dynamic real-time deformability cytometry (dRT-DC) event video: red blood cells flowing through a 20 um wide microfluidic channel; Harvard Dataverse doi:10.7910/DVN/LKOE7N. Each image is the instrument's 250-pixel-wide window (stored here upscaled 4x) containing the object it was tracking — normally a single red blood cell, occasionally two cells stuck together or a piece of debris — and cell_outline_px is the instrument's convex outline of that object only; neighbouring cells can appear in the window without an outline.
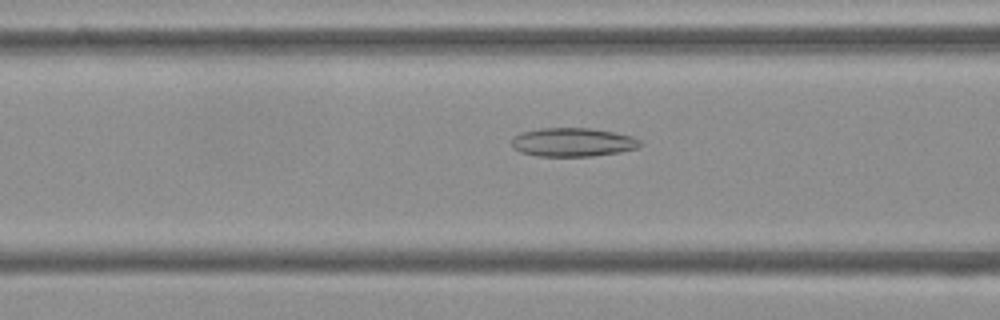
{"species": "Egyptian fruit bat (a non-hibernating species)", "species_latin": "Rousettus aegyptiacus", "temperature_condition": "cold", "stored_images_in_passage": 52, "camera_frame_rate_fps": 3000, "um_per_image_px": 0.085, "frame": {"image": 1, "passage_image": 20, "time_ms": 6.333, "image_size_px": [1000, 320], "cell_outline_px": [[644, 144], [640, 148], [620, 152], [592, 156], [536, 156], [520, 152], [512, 148], [512, 136], [520, 132], [540, 128], [588, 128], [612, 132], [632, 136], [640, 140]], "centroid_in_image_um": [48.68, 12.09], "position_along_channel_um": 117.9, "area_um2": 21.73}}
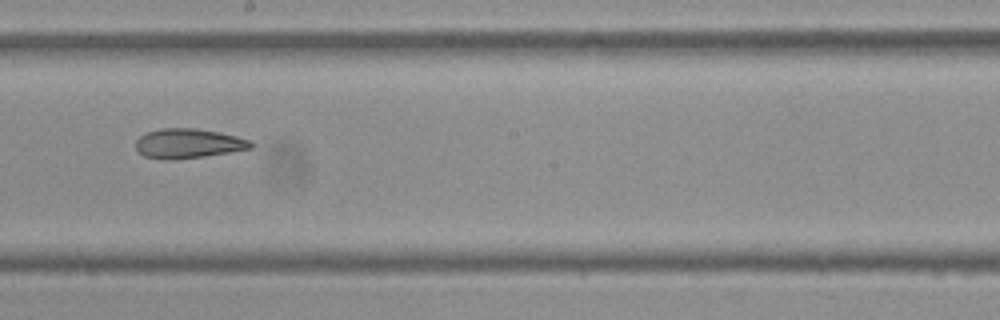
{"frame": {"image": 2, "passage_image": 29, "time_ms": 9.333, "image_size_px": [1000, 320], "cell_outline_px": [[256, 144], [252, 148], [204, 156], [176, 160], [164, 160], [144, 156], [136, 148], [136, 140], [140, 136], [148, 132], [160, 128], [196, 128], [220, 132], [236, 136], [248, 140]], "centroid_in_image_um": [16.0, 12.19], "position_along_channel_um": 232.2, "area_um2": 19.88}}
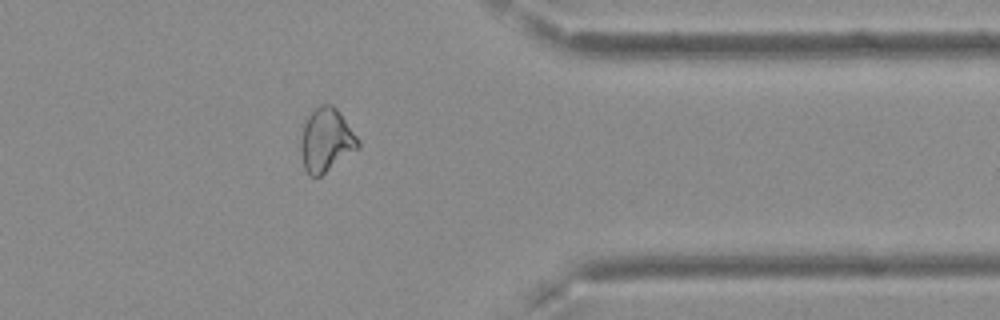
{"frame": {"image": 3, "passage_image": 42, "time_ms": 13.667, "image_size_px": [1000, 320], "cell_outline_px": [[360, 148], [320, 176], [308, 176], [304, 168], [300, 152], [300, 144], [304, 124], [308, 116], [320, 104], [332, 104], [340, 112], [360, 140]], "centroid_in_image_um": [27.74, 11.92], "position_along_channel_um": 383.7, "area_um2": 21.33}, "authors_computed_cell_mechanics": {"area_um2": 22.7154, "velocity_mm_per_s": 3.8078, "shape_relaxation_time_tau1_ms": null, "shape_relaxation_time_tau2_ms": 3.2518, "deformation_change_tau1": null, "deformation_change_tau2": 0.1028}}